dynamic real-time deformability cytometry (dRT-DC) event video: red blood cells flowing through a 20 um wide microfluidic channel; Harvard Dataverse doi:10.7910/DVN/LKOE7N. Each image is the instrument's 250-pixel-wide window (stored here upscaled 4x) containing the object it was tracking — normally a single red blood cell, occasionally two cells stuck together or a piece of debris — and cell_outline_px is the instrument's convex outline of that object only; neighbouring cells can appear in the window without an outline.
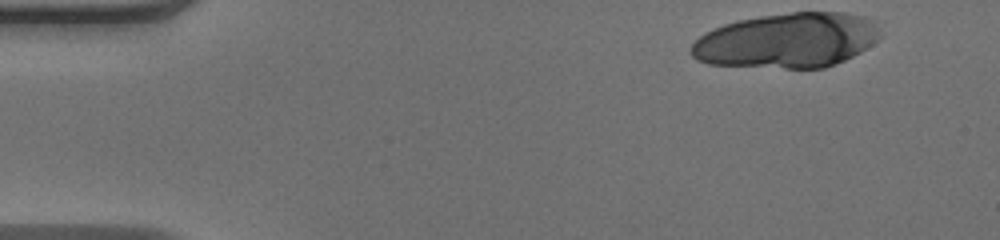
{"species": "human", "species_latin": "Homo sapiens", "temperature_condition": "warm", "stored_images_in_passage": 14, "camera_frame_rate_fps": 3000, "um_per_image_px": 0.085, "donor": {"sex": "male"}, "frame": {"image": 1, "passage_image": 1, "time_ms": 0.0, "image_size_px": [1000, 240], "cell_outline_px": [[880, 36], [872, 44], [860, 52], [844, 60], [824, 68], [784, 68], [708, 64], [696, 60], [688, 52], [688, 48], [704, 32], [724, 24], [736, 20], [760, 16], [792, 12], [844, 12], [864, 16], [872, 20]], "centroid_in_image_um": [66.85, 3.44], "position_along_channel_um": 18.1, "area_um2": 60.57}}